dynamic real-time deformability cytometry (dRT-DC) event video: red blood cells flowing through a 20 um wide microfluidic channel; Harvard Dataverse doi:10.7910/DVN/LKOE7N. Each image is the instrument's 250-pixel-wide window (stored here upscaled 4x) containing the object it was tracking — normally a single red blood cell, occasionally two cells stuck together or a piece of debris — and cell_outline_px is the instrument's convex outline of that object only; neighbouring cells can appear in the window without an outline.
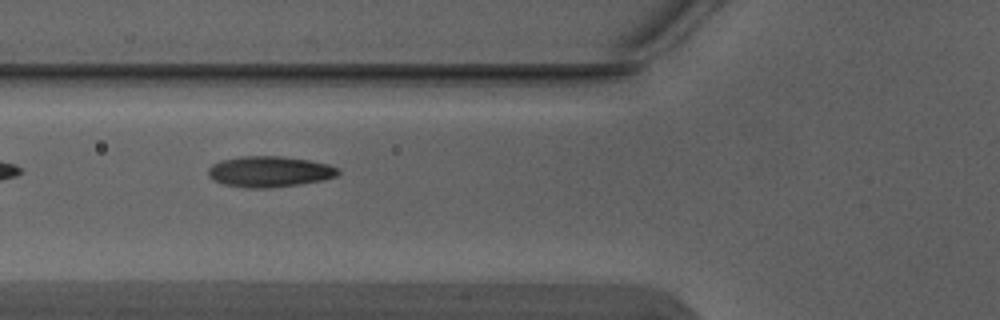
{"species": "Egyptian fruit bat (a non-hibernating species)", "species_latin": "Rousettus aegyptiacus", "temperature_condition": "warm", "stored_images_in_passage": 8, "camera_frame_rate_fps": 3000, "um_per_image_px": 0.085, "animal": {"sex": "male"}, "frame": {"image": 1, "passage_image": 5, "time_ms": 1.333, "image_size_px": [1000, 320], "cell_outline_px": [[340, 172], [336, 176], [324, 180], [300, 184], [268, 188], [248, 188], [224, 184], [208, 176], [208, 168], [212, 164], [220, 160], [240, 156], [280, 156], [308, 160], [328, 164], [340, 168]], "centroid_in_image_um": [22.92, 14.58], "position_along_channel_um": 102.9, "area_um2": 23.41}}
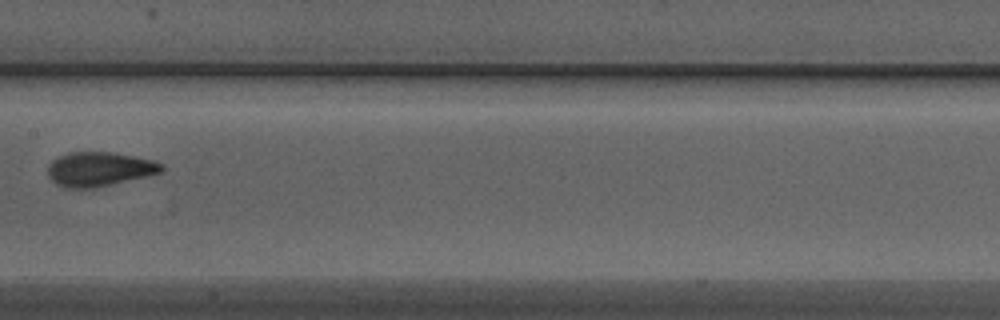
{"frame": {"image": 2, "passage_image": 7, "time_ms": 2.0, "image_size_px": [1000, 320], "cell_outline_px": [[164, 168], [160, 172], [96, 188], [68, 188], [56, 184], [48, 176], [48, 164], [52, 160], [68, 152], [112, 152], [152, 160], [164, 164]], "centroid_in_image_um": [8.4, 14.37], "position_along_channel_um": 199.0, "area_um2": 22.54}}
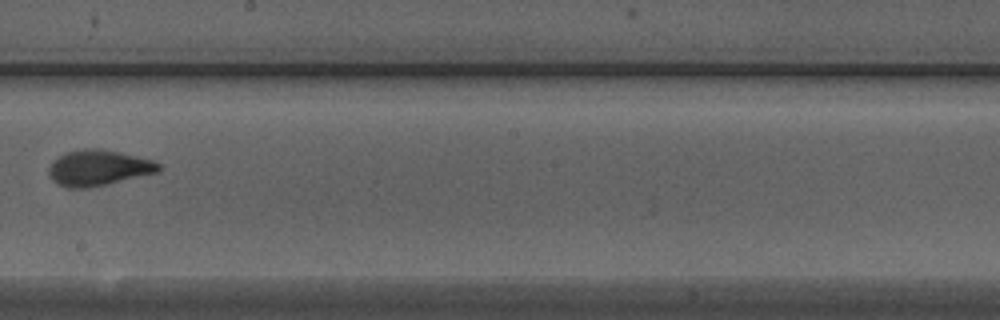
{"frame": {"image": 3, "passage_image": 8, "time_ms": 2.333, "image_size_px": [1000, 320], "cell_outline_px": [[164, 168], [160, 172], [108, 184], [88, 188], [64, 188], [56, 184], [52, 180], [48, 172], [48, 168], [64, 152], [84, 148], [100, 148], [120, 152], [152, 160], [160, 164]], "centroid_in_image_um": [8.39, 14.28], "position_along_channel_um": 239.8, "area_um2": 23.18}}